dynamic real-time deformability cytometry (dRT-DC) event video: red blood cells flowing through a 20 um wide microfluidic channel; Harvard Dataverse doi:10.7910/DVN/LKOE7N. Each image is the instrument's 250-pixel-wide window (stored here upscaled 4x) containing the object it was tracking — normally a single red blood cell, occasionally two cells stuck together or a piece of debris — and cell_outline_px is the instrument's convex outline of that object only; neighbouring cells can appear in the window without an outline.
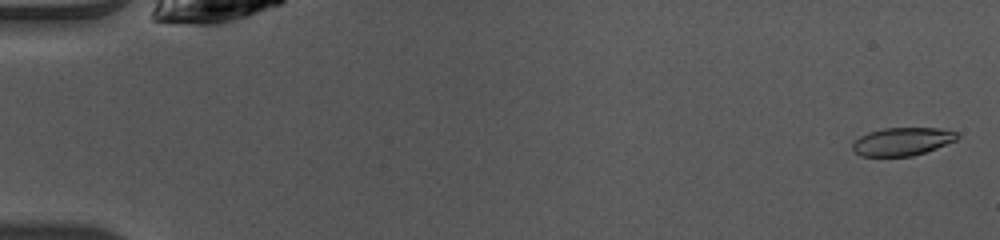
{"species": "common noctule bat (a hibernating species)", "species_latin": "Nyctalus noctula", "temperature_condition": "warm", "stored_images_in_passage": 50, "camera_frame_rate_fps": 3000, "um_per_image_px": 0.085, "animal": {"sex": "female", "body_mass_g": 10.0, "forearm_length_mm": 53.1}, "frame": {"image": 1, "passage_image": 2, "time_ms": 0.333, "image_size_px": [1000, 240], "cell_outline_px": [[960, 136], [956, 140], [936, 148], [912, 156], [860, 156], [852, 148], [852, 144], [860, 136], [868, 132], [884, 128], [936, 128], [956, 132]], "centroid_in_image_um": [76.68, 12.03], "position_along_channel_um": 8.3, "area_um2": 16.94}}
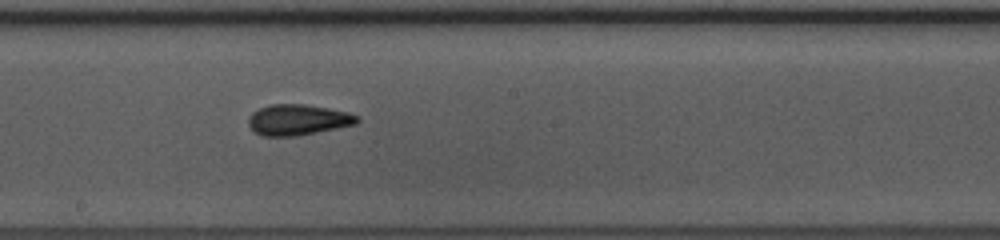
{"frame": {"image": 2, "passage_image": 28, "time_ms": 9.0, "image_size_px": [1000, 240], "cell_outline_px": [[360, 120], [356, 124], [296, 136], [260, 136], [252, 132], [248, 124], [248, 116], [252, 112], [268, 104], [304, 104], [328, 108], [348, 112], [360, 116]], "centroid_in_image_um": [25.28, 10.18], "position_along_channel_um": 222.9, "area_um2": 19.71}}
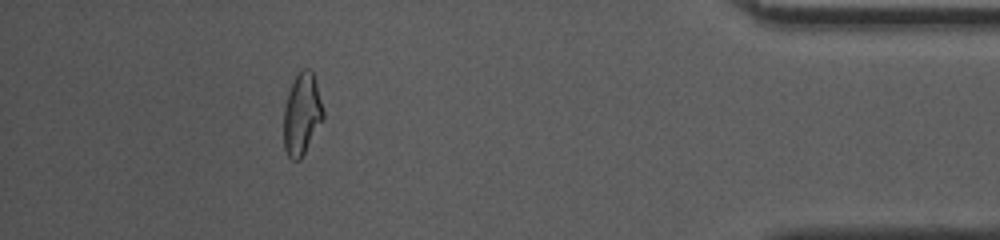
{"frame": {"image": 3, "passage_image": 45, "time_ms": 14.667, "image_size_px": [1000, 240], "cell_outline_px": [[324, 116], [300, 160], [292, 160], [288, 156], [284, 148], [284, 108], [288, 92], [296, 76], [304, 68], [308, 68], [312, 72], [316, 84], [324, 112]], "centroid_in_image_um": [25.64, 9.72], "position_along_channel_um": 409.6, "area_um2": 18.32}, "authors_computed_cell_mechanics": {"area_um2": 18.7561, "velocity_mm_per_s": 4.0998, "shape_relaxation_time_tau1_ms": 6.1258, "shape_relaxation_time_tau2_ms": 1.4587, "deformation_change_tau1": 0.1621, "deformation_change_tau2": 0.0839}}